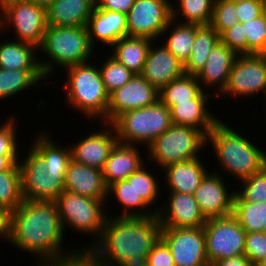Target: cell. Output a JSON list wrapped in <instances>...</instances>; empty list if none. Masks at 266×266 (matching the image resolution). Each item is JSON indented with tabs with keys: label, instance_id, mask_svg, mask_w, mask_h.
Masks as SVG:
<instances>
[{
	"label": "cell",
	"instance_id": "15",
	"mask_svg": "<svg viewBox=\"0 0 266 266\" xmlns=\"http://www.w3.org/2000/svg\"><path fill=\"white\" fill-rule=\"evenodd\" d=\"M211 171L193 193L206 220L232 215L235 196V188L229 189L231 187H228V183L223 178L225 176L220 172L221 170L217 167V169L214 168Z\"/></svg>",
	"mask_w": 266,
	"mask_h": 266
},
{
	"label": "cell",
	"instance_id": "26",
	"mask_svg": "<svg viewBox=\"0 0 266 266\" xmlns=\"http://www.w3.org/2000/svg\"><path fill=\"white\" fill-rule=\"evenodd\" d=\"M95 0H55L46 9L47 26H87Z\"/></svg>",
	"mask_w": 266,
	"mask_h": 266
},
{
	"label": "cell",
	"instance_id": "38",
	"mask_svg": "<svg viewBox=\"0 0 266 266\" xmlns=\"http://www.w3.org/2000/svg\"><path fill=\"white\" fill-rule=\"evenodd\" d=\"M149 164H144L135 173H133V186L136 190L138 197H142L151 207L155 208V202L161 200L162 188L160 187L159 177L149 168ZM149 165V166H147ZM148 167V168H146ZM149 169V170H147ZM152 171V173L150 172ZM160 197V198H159Z\"/></svg>",
	"mask_w": 266,
	"mask_h": 266
},
{
	"label": "cell",
	"instance_id": "29",
	"mask_svg": "<svg viewBox=\"0 0 266 266\" xmlns=\"http://www.w3.org/2000/svg\"><path fill=\"white\" fill-rule=\"evenodd\" d=\"M3 40H0V68L40 70L39 52L35 46L11 38Z\"/></svg>",
	"mask_w": 266,
	"mask_h": 266
},
{
	"label": "cell",
	"instance_id": "9",
	"mask_svg": "<svg viewBox=\"0 0 266 266\" xmlns=\"http://www.w3.org/2000/svg\"><path fill=\"white\" fill-rule=\"evenodd\" d=\"M20 157L18 165L21 173L23 199L31 201L55 202L65 191L64 176L60 172L46 171L45 160L32 148Z\"/></svg>",
	"mask_w": 266,
	"mask_h": 266
},
{
	"label": "cell",
	"instance_id": "2",
	"mask_svg": "<svg viewBox=\"0 0 266 266\" xmlns=\"http://www.w3.org/2000/svg\"><path fill=\"white\" fill-rule=\"evenodd\" d=\"M161 230L157 216L108 215L100 239L87 252L98 266H147L146 257Z\"/></svg>",
	"mask_w": 266,
	"mask_h": 266
},
{
	"label": "cell",
	"instance_id": "51",
	"mask_svg": "<svg viewBox=\"0 0 266 266\" xmlns=\"http://www.w3.org/2000/svg\"><path fill=\"white\" fill-rule=\"evenodd\" d=\"M213 266H252L250 260L243 254L212 263Z\"/></svg>",
	"mask_w": 266,
	"mask_h": 266
},
{
	"label": "cell",
	"instance_id": "24",
	"mask_svg": "<svg viewBox=\"0 0 266 266\" xmlns=\"http://www.w3.org/2000/svg\"><path fill=\"white\" fill-rule=\"evenodd\" d=\"M139 147L141 146L116 143L102 169L107 187L115 182L127 179L132 173L148 163L145 161Z\"/></svg>",
	"mask_w": 266,
	"mask_h": 266
},
{
	"label": "cell",
	"instance_id": "43",
	"mask_svg": "<svg viewBox=\"0 0 266 266\" xmlns=\"http://www.w3.org/2000/svg\"><path fill=\"white\" fill-rule=\"evenodd\" d=\"M17 120L16 117L10 115L2 125L0 124V155H21L20 150L22 149L18 147L22 146L19 145L17 136V132H19L17 131L19 129Z\"/></svg>",
	"mask_w": 266,
	"mask_h": 266
},
{
	"label": "cell",
	"instance_id": "30",
	"mask_svg": "<svg viewBox=\"0 0 266 266\" xmlns=\"http://www.w3.org/2000/svg\"><path fill=\"white\" fill-rule=\"evenodd\" d=\"M153 40L146 37L126 36L116 41L109 54L134 74H141Z\"/></svg>",
	"mask_w": 266,
	"mask_h": 266
},
{
	"label": "cell",
	"instance_id": "40",
	"mask_svg": "<svg viewBox=\"0 0 266 266\" xmlns=\"http://www.w3.org/2000/svg\"><path fill=\"white\" fill-rule=\"evenodd\" d=\"M239 182V188L235 187L234 201H266V165L258 173Z\"/></svg>",
	"mask_w": 266,
	"mask_h": 266
},
{
	"label": "cell",
	"instance_id": "49",
	"mask_svg": "<svg viewBox=\"0 0 266 266\" xmlns=\"http://www.w3.org/2000/svg\"><path fill=\"white\" fill-rule=\"evenodd\" d=\"M99 9L122 12L127 14L134 4V0H95Z\"/></svg>",
	"mask_w": 266,
	"mask_h": 266
},
{
	"label": "cell",
	"instance_id": "21",
	"mask_svg": "<svg viewBox=\"0 0 266 266\" xmlns=\"http://www.w3.org/2000/svg\"><path fill=\"white\" fill-rule=\"evenodd\" d=\"M211 92L202 91L196 98L177 102L171 109V119L174 125L188 126L202 131L206 136L220 120L209 109Z\"/></svg>",
	"mask_w": 266,
	"mask_h": 266
},
{
	"label": "cell",
	"instance_id": "35",
	"mask_svg": "<svg viewBox=\"0 0 266 266\" xmlns=\"http://www.w3.org/2000/svg\"><path fill=\"white\" fill-rule=\"evenodd\" d=\"M202 91L196 76L184 74L182 77L171 81L159 91V100L171 109L177 102L194 99Z\"/></svg>",
	"mask_w": 266,
	"mask_h": 266
},
{
	"label": "cell",
	"instance_id": "54",
	"mask_svg": "<svg viewBox=\"0 0 266 266\" xmlns=\"http://www.w3.org/2000/svg\"><path fill=\"white\" fill-rule=\"evenodd\" d=\"M20 0H0V13L4 11L9 5L15 4Z\"/></svg>",
	"mask_w": 266,
	"mask_h": 266
},
{
	"label": "cell",
	"instance_id": "13",
	"mask_svg": "<svg viewBox=\"0 0 266 266\" xmlns=\"http://www.w3.org/2000/svg\"><path fill=\"white\" fill-rule=\"evenodd\" d=\"M171 0H134L126 14L128 36L160 40L172 20Z\"/></svg>",
	"mask_w": 266,
	"mask_h": 266
},
{
	"label": "cell",
	"instance_id": "8",
	"mask_svg": "<svg viewBox=\"0 0 266 266\" xmlns=\"http://www.w3.org/2000/svg\"><path fill=\"white\" fill-rule=\"evenodd\" d=\"M205 146L207 136L202 131L173 124L147 148L146 160L152 161V166L154 163L161 171L168 165L202 157V153L209 151ZM204 148L206 150H202Z\"/></svg>",
	"mask_w": 266,
	"mask_h": 266
},
{
	"label": "cell",
	"instance_id": "56",
	"mask_svg": "<svg viewBox=\"0 0 266 266\" xmlns=\"http://www.w3.org/2000/svg\"><path fill=\"white\" fill-rule=\"evenodd\" d=\"M262 232H263L264 234H266V225L264 226Z\"/></svg>",
	"mask_w": 266,
	"mask_h": 266
},
{
	"label": "cell",
	"instance_id": "27",
	"mask_svg": "<svg viewBox=\"0 0 266 266\" xmlns=\"http://www.w3.org/2000/svg\"><path fill=\"white\" fill-rule=\"evenodd\" d=\"M113 196L121 213H107L113 217H150L157 216L156 210L142 198L138 197L133 186V173L125 180L113 183L108 187V198ZM116 214V215H115Z\"/></svg>",
	"mask_w": 266,
	"mask_h": 266
},
{
	"label": "cell",
	"instance_id": "47",
	"mask_svg": "<svg viewBox=\"0 0 266 266\" xmlns=\"http://www.w3.org/2000/svg\"><path fill=\"white\" fill-rule=\"evenodd\" d=\"M147 266H175L167 244L160 238L146 257Z\"/></svg>",
	"mask_w": 266,
	"mask_h": 266
},
{
	"label": "cell",
	"instance_id": "3",
	"mask_svg": "<svg viewBox=\"0 0 266 266\" xmlns=\"http://www.w3.org/2000/svg\"><path fill=\"white\" fill-rule=\"evenodd\" d=\"M220 119L207 135V146L213 148L217 166L223 174L239 181L258 173L266 165V152L245 133ZM256 145V146H255ZM216 160V161H215ZM225 172H224V171Z\"/></svg>",
	"mask_w": 266,
	"mask_h": 266
},
{
	"label": "cell",
	"instance_id": "22",
	"mask_svg": "<svg viewBox=\"0 0 266 266\" xmlns=\"http://www.w3.org/2000/svg\"><path fill=\"white\" fill-rule=\"evenodd\" d=\"M86 27L90 44L96 50L99 47L97 43L102 47H111L119 39L128 36L125 13L99 9L96 5Z\"/></svg>",
	"mask_w": 266,
	"mask_h": 266
},
{
	"label": "cell",
	"instance_id": "46",
	"mask_svg": "<svg viewBox=\"0 0 266 266\" xmlns=\"http://www.w3.org/2000/svg\"><path fill=\"white\" fill-rule=\"evenodd\" d=\"M264 0H236V13L240 23L260 17L265 10Z\"/></svg>",
	"mask_w": 266,
	"mask_h": 266
},
{
	"label": "cell",
	"instance_id": "34",
	"mask_svg": "<svg viewBox=\"0 0 266 266\" xmlns=\"http://www.w3.org/2000/svg\"><path fill=\"white\" fill-rule=\"evenodd\" d=\"M214 1L215 0L172 1V19L185 24L209 25L212 18Z\"/></svg>",
	"mask_w": 266,
	"mask_h": 266
},
{
	"label": "cell",
	"instance_id": "32",
	"mask_svg": "<svg viewBox=\"0 0 266 266\" xmlns=\"http://www.w3.org/2000/svg\"><path fill=\"white\" fill-rule=\"evenodd\" d=\"M161 36L165 39L161 37L162 40L159 41L162 42L180 62L185 64L190 57L192 46L195 42L196 25L180 23L172 19Z\"/></svg>",
	"mask_w": 266,
	"mask_h": 266
},
{
	"label": "cell",
	"instance_id": "25",
	"mask_svg": "<svg viewBox=\"0 0 266 266\" xmlns=\"http://www.w3.org/2000/svg\"><path fill=\"white\" fill-rule=\"evenodd\" d=\"M203 158L195 159L171 164L163 168L159 173L164 171L163 184L166 185L169 191L177 193L193 194L205 176L210 172L206 169Z\"/></svg>",
	"mask_w": 266,
	"mask_h": 266
},
{
	"label": "cell",
	"instance_id": "7",
	"mask_svg": "<svg viewBox=\"0 0 266 266\" xmlns=\"http://www.w3.org/2000/svg\"><path fill=\"white\" fill-rule=\"evenodd\" d=\"M118 142L146 149L173 123L170 109L158 100L155 104L121 114L113 123Z\"/></svg>",
	"mask_w": 266,
	"mask_h": 266
},
{
	"label": "cell",
	"instance_id": "18",
	"mask_svg": "<svg viewBox=\"0 0 266 266\" xmlns=\"http://www.w3.org/2000/svg\"><path fill=\"white\" fill-rule=\"evenodd\" d=\"M169 192L168 199L156 207L162 228L203 227L206 219L202 215L193 194Z\"/></svg>",
	"mask_w": 266,
	"mask_h": 266
},
{
	"label": "cell",
	"instance_id": "23",
	"mask_svg": "<svg viewBox=\"0 0 266 266\" xmlns=\"http://www.w3.org/2000/svg\"><path fill=\"white\" fill-rule=\"evenodd\" d=\"M65 190L98 200H108V187L101 169L70 161L64 177Z\"/></svg>",
	"mask_w": 266,
	"mask_h": 266
},
{
	"label": "cell",
	"instance_id": "45",
	"mask_svg": "<svg viewBox=\"0 0 266 266\" xmlns=\"http://www.w3.org/2000/svg\"><path fill=\"white\" fill-rule=\"evenodd\" d=\"M220 41L231 50H234L238 55L247 54V38L244 36L242 23L226 29L220 35Z\"/></svg>",
	"mask_w": 266,
	"mask_h": 266
},
{
	"label": "cell",
	"instance_id": "41",
	"mask_svg": "<svg viewBox=\"0 0 266 266\" xmlns=\"http://www.w3.org/2000/svg\"><path fill=\"white\" fill-rule=\"evenodd\" d=\"M247 38V54H266V15L242 23Z\"/></svg>",
	"mask_w": 266,
	"mask_h": 266
},
{
	"label": "cell",
	"instance_id": "6",
	"mask_svg": "<svg viewBox=\"0 0 266 266\" xmlns=\"http://www.w3.org/2000/svg\"><path fill=\"white\" fill-rule=\"evenodd\" d=\"M107 201L89 198L66 190L55 201L65 234L69 227L75 233L88 234L93 237H91L93 241L90 242L91 239H89V243L84 244L83 248L80 247L79 251H88L100 239L108 217Z\"/></svg>",
	"mask_w": 266,
	"mask_h": 266
},
{
	"label": "cell",
	"instance_id": "28",
	"mask_svg": "<svg viewBox=\"0 0 266 266\" xmlns=\"http://www.w3.org/2000/svg\"><path fill=\"white\" fill-rule=\"evenodd\" d=\"M45 127V130H39L40 133L33 138L30 146L45 160L46 171L60 172L64 177L71 161V144L62 146L59 141L53 139L52 131ZM54 140V141H53ZM59 142V144H58ZM69 146V147H67Z\"/></svg>",
	"mask_w": 266,
	"mask_h": 266
},
{
	"label": "cell",
	"instance_id": "19",
	"mask_svg": "<svg viewBox=\"0 0 266 266\" xmlns=\"http://www.w3.org/2000/svg\"><path fill=\"white\" fill-rule=\"evenodd\" d=\"M153 40L141 75L158 91L171 81L182 77L184 64L180 62L159 40ZM161 44V45H160Z\"/></svg>",
	"mask_w": 266,
	"mask_h": 266
},
{
	"label": "cell",
	"instance_id": "44",
	"mask_svg": "<svg viewBox=\"0 0 266 266\" xmlns=\"http://www.w3.org/2000/svg\"><path fill=\"white\" fill-rule=\"evenodd\" d=\"M244 255L252 266L266 264V234L263 232L246 233Z\"/></svg>",
	"mask_w": 266,
	"mask_h": 266
},
{
	"label": "cell",
	"instance_id": "53",
	"mask_svg": "<svg viewBox=\"0 0 266 266\" xmlns=\"http://www.w3.org/2000/svg\"><path fill=\"white\" fill-rule=\"evenodd\" d=\"M26 1L32 2L35 5L47 9L50 6V4H52L55 0H26Z\"/></svg>",
	"mask_w": 266,
	"mask_h": 266
},
{
	"label": "cell",
	"instance_id": "42",
	"mask_svg": "<svg viewBox=\"0 0 266 266\" xmlns=\"http://www.w3.org/2000/svg\"><path fill=\"white\" fill-rule=\"evenodd\" d=\"M240 23L236 0H215L210 25L221 35L226 29Z\"/></svg>",
	"mask_w": 266,
	"mask_h": 266
},
{
	"label": "cell",
	"instance_id": "12",
	"mask_svg": "<svg viewBox=\"0 0 266 266\" xmlns=\"http://www.w3.org/2000/svg\"><path fill=\"white\" fill-rule=\"evenodd\" d=\"M203 228L209 264L244 254L246 231L233 215L207 219Z\"/></svg>",
	"mask_w": 266,
	"mask_h": 266
},
{
	"label": "cell",
	"instance_id": "55",
	"mask_svg": "<svg viewBox=\"0 0 266 266\" xmlns=\"http://www.w3.org/2000/svg\"><path fill=\"white\" fill-rule=\"evenodd\" d=\"M264 95H265V96H261V97H264L263 99H264V101L266 102V89H265ZM264 105H266V103H265ZM265 118H266V116H265Z\"/></svg>",
	"mask_w": 266,
	"mask_h": 266
},
{
	"label": "cell",
	"instance_id": "50",
	"mask_svg": "<svg viewBox=\"0 0 266 266\" xmlns=\"http://www.w3.org/2000/svg\"><path fill=\"white\" fill-rule=\"evenodd\" d=\"M11 212L5 207L0 206V241L8 243L10 236Z\"/></svg>",
	"mask_w": 266,
	"mask_h": 266
},
{
	"label": "cell",
	"instance_id": "4",
	"mask_svg": "<svg viewBox=\"0 0 266 266\" xmlns=\"http://www.w3.org/2000/svg\"><path fill=\"white\" fill-rule=\"evenodd\" d=\"M94 61L83 64L69 66L63 71L67 78L65 80L64 90L66 100L65 105L68 108L80 112L86 119L92 122L98 119L107 123V108L109 104V93L106 91L99 69V54L96 51ZM96 61V62H95ZM95 62V64H94Z\"/></svg>",
	"mask_w": 266,
	"mask_h": 266
},
{
	"label": "cell",
	"instance_id": "17",
	"mask_svg": "<svg viewBox=\"0 0 266 266\" xmlns=\"http://www.w3.org/2000/svg\"><path fill=\"white\" fill-rule=\"evenodd\" d=\"M101 129L87 132L74 144L71 142V158L77 163L103 169L113 147L118 142L112 123H101ZM104 126V127H103ZM103 127V128H102Z\"/></svg>",
	"mask_w": 266,
	"mask_h": 266
},
{
	"label": "cell",
	"instance_id": "52",
	"mask_svg": "<svg viewBox=\"0 0 266 266\" xmlns=\"http://www.w3.org/2000/svg\"><path fill=\"white\" fill-rule=\"evenodd\" d=\"M20 157L21 155H0V171L19 169Z\"/></svg>",
	"mask_w": 266,
	"mask_h": 266
},
{
	"label": "cell",
	"instance_id": "33",
	"mask_svg": "<svg viewBox=\"0 0 266 266\" xmlns=\"http://www.w3.org/2000/svg\"><path fill=\"white\" fill-rule=\"evenodd\" d=\"M220 42V35L209 25H196V37L189 59L184 64L186 75L197 76L206 64L214 46Z\"/></svg>",
	"mask_w": 266,
	"mask_h": 266
},
{
	"label": "cell",
	"instance_id": "14",
	"mask_svg": "<svg viewBox=\"0 0 266 266\" xmlns=\"http://www.w3.org/2000/svg\"><path fill=\"white\" fill-rule=\"evenodd\" d=\"M161 239L169 247L175 266H206L205 231L198 228H162Z\"/></svg>",
	"mask_w": 266,
	"mask_h": 266
},
{
	"label": "cell",
	"instance_id": "1",
	"mask_svg": "<svg viewBox=\"0 0 266 266\" xmlns=\"http://www.w3.org/2000/svg\"><path fill=\"white\" fill-rule=\"evenodd\" d=\"M65 233L55 202L23 199L11 212L8 245L35 257V264L69 258L79 252L67 249ZM64 246V247H63Z\"/></svg>",
	"mask_w": 266,
	"mask_h": 266
},
{
	"label": "cell",
	"instance_id": "10",
	"mask_svg": "<svg viewBox=\"0 0 266 266\" xmlns=\"http://www.w3.org/2000/svg\"><path fill=\"white\" fill-rule=\"evenodd\" d=\"M7 27L15 32L16 37L11 39L32 44L38 49L47 28L46 9L26 0L17 1L0 13L1 35L10 33Z\"/></svg>",
	"mask_w": 266,
	"mask_h": 266
},
{
	"label": "cell",
	"instance_id": "39",
	"mask_svg": "<svg viewBox=\"0 0 266 266\" xmlns=\"http://www.w3.org/2000/svg\"><path fill=\"white\" fill-rule=\"evenodd\" d=\"M105 54L103 61L99 62V69L101 71L102 79L106 91L110 94L115 89L122 87L134 75L122 63L118 62L114 57L109 54V50ZM108 55V56H107ZM107 56V57H106Z\"/></svg>",
	"mask_w": 266,
	"mask_h": 266
},
{
	"label": "cell",
	"instance_id": "11",
	"mask_svg": "<svg viewBox=\"0 0 266 266\" xmlns=\"http://www.w3.org/2000/svg\"><path fill=\"white\" fill-rule=\"evenodd\" d=\"M265 89L266 54H240L230 70L225 90L218 97L245 100L244 97H260L259 93L264 94Z\"/></svg>",
	"mask_w": 266,
	"mask_h": 266
},
{
	"label": "cell",
	"instance_id": "31",
	"mask_svg": "<svg viewBox=\"0 0 266 266\" xmlns=\"http://www.w3.org/2000/svg\"><path fill=\"white\" fill-rule=\"evenodd\" d=\"M39 83L44 87L51 83L50 80L48 81L44 77L41 70H8L0 68V101L7 98L11 100L12 96L15 98V96L25 93L24 91L35 88V85L38 87Z\"/></svg>",
	"mask_w": 266,
	"mask_h": 266
},
{
	"label": "cell",
	"instance_id": "37",
	"mask_svg": "<svg viewBox=\"0 0 266 266\" xmlns=\"http://www.w3.org/2000/svg\"><path fill=\"white\" fill-rule=\"evenodd\" d=\"M22 202L20 169L0 171V206L13 212Z\"/></svg>",
	"mask_w": 266,
	"mask_h": 266
},
{
	"label": "cell",
	"instance_id": "36",
	"mask_svg": "<svg viewBox=\"0 0 266 266\" xmlns=\"http://www.w3.org/2000/svg\"><path fill=\"white\" fill-rule=\"evenodd\" d=\"M232 215L246 233L262 232L266 225V201H234Z\"/></svg>",
	"mask_w": 266,
	"mask_h": 266
},
{
	"label": "cell",
	"instance_id": "16",
	"mask_svg": "<svg viewBox=\"0 0 266 266\" xmlns=\"http://www.w3.org/2000/svg\"><path fill=\"white\" fill-rule=\"evenodd\" d=\"M159 100V91L141 74H134L122 87L109 94L107 123H113L124 112L147 107Z\"/></svg>",
	"mask_w": 266,
	"mask_h": 266
},
{
	"label": "cell",
	"instance_id": "20",
	"mask_svg": "<svg viewBox=\"0 0 266 266\" xmlns=\"http://www.w3.org/2000/svg\"><path fill=\"white\" fill-rule=\"evenodd\" d=\"M238 54L221 41L212 49L206 64L196 76L203 91L213 90V97L217 99L226 88L230 70ZM211 88V89H210ZM214 88V89H213Z\"/></svg>",
	"mask_w": 266,
	"mask_h": 266
},
{
	"label": "cell",
	"instance_id": "48",
	"mask_svg": "<svg viewBox=\"0 0 266 266\" xmlns=\"http://www.w3.org/2000/svg\"><path fill=\"white\" fill-rule=\"evenodd\" d=\"M93 257L87 251H79L77 254L53 261H45L36 264V266H94Z\"/></svg>",
	"mask_w": 266,
	"mask_h": 266
},
{
	"label": "cell",
	"instance_id": "5",
	"mask_svg": "<svg viewBox=\"0 0 266 266\" xmlns=\"http://www.w3.org/2000/svg\"><path fill=\"white\" fill-rule=\"evenodd\" d=\"M38 52H41L38 55L43 54L42 59L38 58V62L46 79H51L50 77L56 74V68L59 70V67L65 69L72 65L83 64L95 57V54L93 55L95 49L90 44L86 26H47Z\"/></svg>",
	"mask_w": 266,
	"mask_h": 266
}]
</instances>
